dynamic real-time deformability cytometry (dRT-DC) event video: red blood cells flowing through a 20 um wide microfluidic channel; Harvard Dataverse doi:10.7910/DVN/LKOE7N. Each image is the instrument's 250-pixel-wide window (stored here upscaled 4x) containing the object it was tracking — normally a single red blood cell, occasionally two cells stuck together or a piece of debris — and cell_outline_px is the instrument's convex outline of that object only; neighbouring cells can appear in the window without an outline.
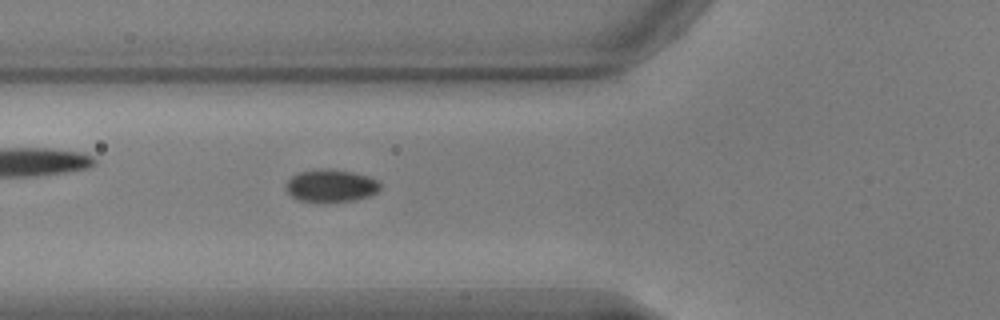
{"species": "common noctule bat (a hibernating species)", "species_latin": "Nyctalus noctula", "temperature_condition": "warm", "stored_images_in_passage": 41, "segment_of_instrument_passage": [1, 2], "camera_frame_rate_fps": 3000, "um_per_image_px": 0.085, "animal": {"sex": "male", "body_mass_g": 17.9, "forearm_length_mm": 54.2}, "frame": {"image": 1, "passage_image": 7, "time_ms": 2.0, "image_size_px": [1000, 320], "cell_outline_px": [[380, 188], [376, 192], [368, 196], [352, 200], [296, 200], [284, 188], [284, 184], [292, 176], [300, 172], [320, 168], [352, 172], [368, 176], [380, 180]], "centroid_in_image_um": [28.11, 15.75], "position_along_channel_um": 97.7, "area_um2": 17.46}}
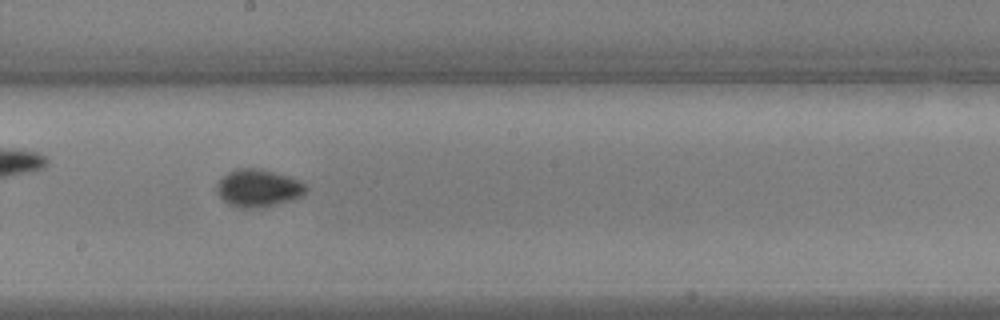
{"frame": {"image": 2, "passage_image": 17, "time_ms": 5.333, "image_size_px": [1000, 320], "cell_outline_px": [[308, 188], [300, 196], [292, 200], [276, 204], [252, 208], [240, 208], [228, 204], [216, 192], [216, 184], [228, 172], [236, 168], [260, 168], [288, 176], [300, 180]], "centroid_in_image_um": [21.93, 15.98], "position_along_channel_um": 226.3, "area_um2": 19.42}}
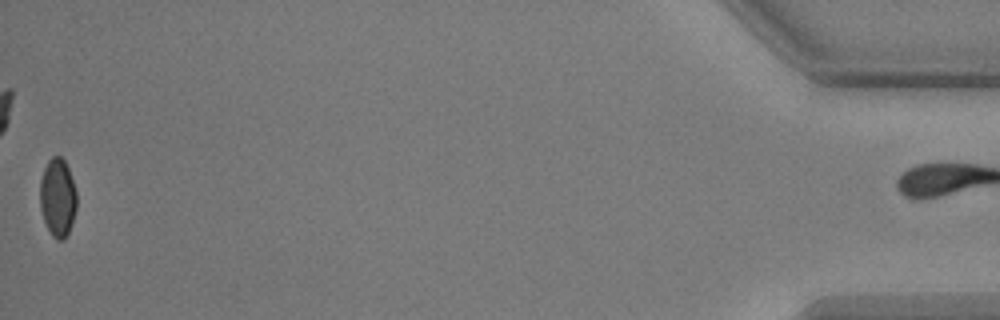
{"frame": {"image": 3, "passage_image": 40, "time_ms": 13.0, "image_size_px": [1000, 320], "cell_outline_px": [[76, 208], [68, 232], [64, 240], [56, 240], [52, 236], [44, 220], [40, 208], [40, 180], [44, 168], [48, 160], [52, 156], [60, 156], [64, 160], [68, 168], [76, 192]], "centroid_in_image_um": [4.88, 16.78], "position_along_channel_um": 430.3, "area_um2": 16.59}}